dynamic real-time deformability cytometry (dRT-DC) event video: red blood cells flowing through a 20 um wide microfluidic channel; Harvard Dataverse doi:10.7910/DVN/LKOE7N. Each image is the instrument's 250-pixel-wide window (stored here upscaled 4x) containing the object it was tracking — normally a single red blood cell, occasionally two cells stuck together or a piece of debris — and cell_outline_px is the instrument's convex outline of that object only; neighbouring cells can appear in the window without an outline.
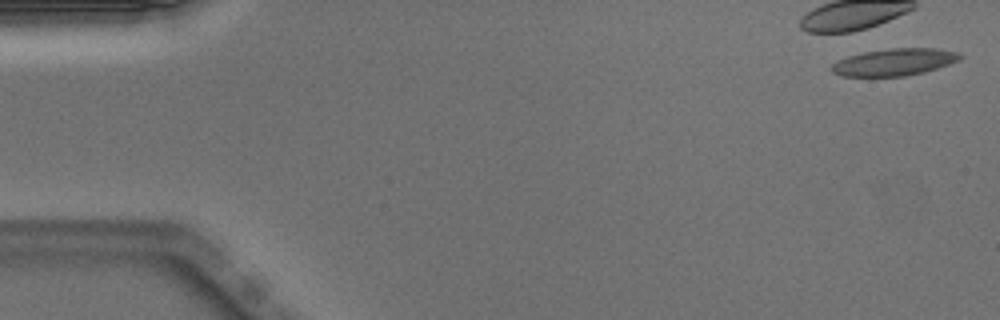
{"species": "Egyptian fruit bat (a non-hibernating species)", "species_latin": "Rousettus aegyptiacus", "temperature_condition": "warm", "stored_images_in_passage": 49, "camera_frame_rate_fps": 3000, "um_per_image_px": 0.085, "animal": {"sex": "male"}, "frame": {"image": 1, "passage_image": 1, "time_ms": 0.0, "image_size_px": [1000, 320], "cell_outline_px": [[964, 56], [960, 60], [924, 72], [904, 76], [844, 76], [832, 72], [828, 68], [836, 60], [848, 56], [864, 52], [892, 48], [936, 48], [956, 52]], "centroid_in_image_um": [75.99, 5.27], "position_along_channel_um": 9.0, "area_um2": 20.23}, "authors_computed_cell_mechanics": {"area_um2": 21.0392, "velocity_mm_per_s": 3.9784, "shape_relaxation_time_tau1_ms": 1.3468, "shape_relaxation_time_tau2_ms": 2.0642, "deformation_change_tau1": 0.2526, "deformation_change_tau2": 0.1117}}